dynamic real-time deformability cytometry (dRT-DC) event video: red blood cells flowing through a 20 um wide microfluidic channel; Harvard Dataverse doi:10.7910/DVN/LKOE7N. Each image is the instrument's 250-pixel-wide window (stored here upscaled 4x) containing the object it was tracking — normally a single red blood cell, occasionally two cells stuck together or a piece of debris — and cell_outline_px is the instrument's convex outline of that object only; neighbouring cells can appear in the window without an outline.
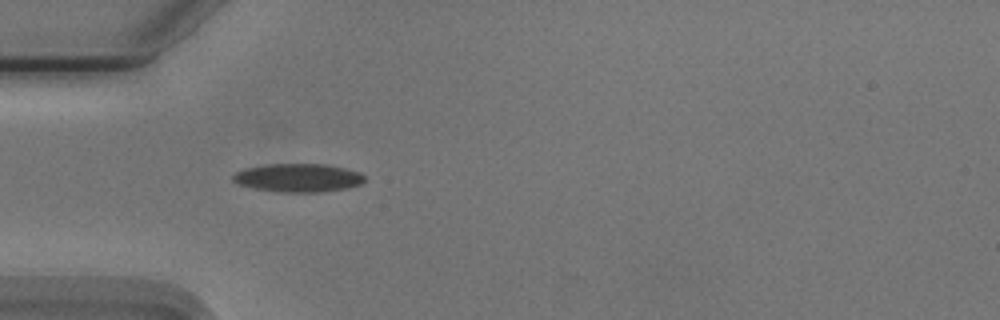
{"species": "Egyptian fruit bat (a non-hibernating species)", "species_latin": "Rousettus aegyptiacus", "temperature_condition": "cold", "stored_images_in_passage": 28, "camera_frame_rate_fps": 3000, "um_per_image_px": 0.085, "animal": {"sex": "male"}, "frame": {"image": 1, "passage_image": 1, "time_ms": 0.0, "image_size_px": [1000, 320], "cell_outline_px": [[364, 180], [360, 184], [348, 188], [320, 192], [276, 192], [252, 188], [236, 184], [232, 180], [232, 176], [236, 172], [244, 168], [268, 164], [324, 164], [344, 168], [360, 172], [364, 176]], "centroid_in_image_um": [25.3, 15.12], "position_along_channel_um": 59.7, "area_um2": 21.91}}
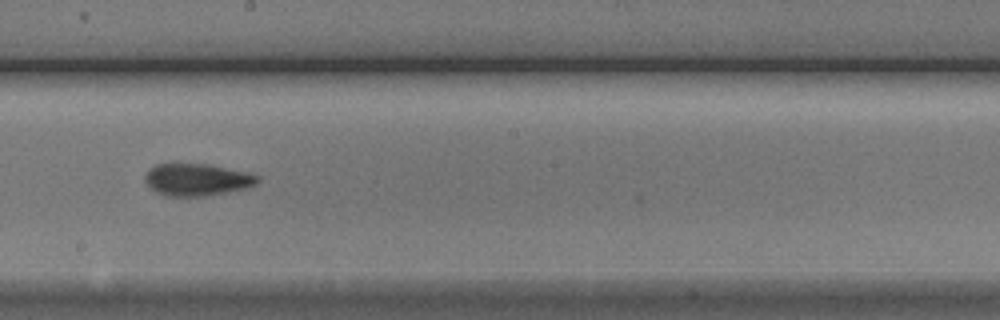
{"frame": {"image": 2, "passage_image": 15, "time_ms": 4.667, "image_size_px": [1000, 320], "cell_outline_px": [[260, 180], [256, 184], [248, 188], [228, 192], [204, 196], [168, 196], [156, 192], [144, 180], [144, 176], [156, 164], [172, 160], [208, 164], [244, 172], [260, 176]], "centroid_in_image_um": [16.71, 15.23], "position_along_channel_um": 231.5, "area_um2": 21.62}}
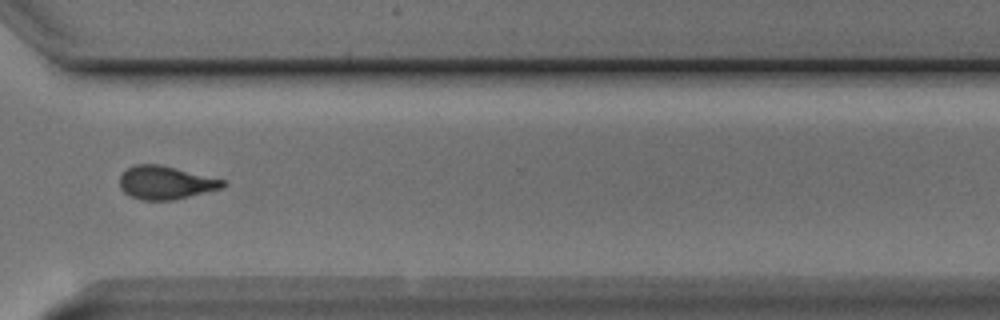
{"frame": {"image": 3, "passage_image": 25, "time_ms": 8.0, "image_size_px": [1000, 320], "cell_outline_px": [[228, 184], [224, 188], [172, 200], [144, 200], [132, 196], [124, 192], [120, 188], [120, 176], [128, 168], [136, 164], [160, 164], [224, 180]], "centroid_in_image_um": [14.1, 15.52], "position_along_channel_um": 356.5, "area_um2": 19.83}, "authors_computed_cell_mechanics": {"area_um2": 20.6057, "velocity_mm_per_s": 3.7452, "shape_relaxation_time_tau1_ms": 3.3955, "shape_relaxation_time_tau2_ms": 1.5167, "deformation_change_tau1": 0.1389, "deformation_change_tau2": 0.0818}}